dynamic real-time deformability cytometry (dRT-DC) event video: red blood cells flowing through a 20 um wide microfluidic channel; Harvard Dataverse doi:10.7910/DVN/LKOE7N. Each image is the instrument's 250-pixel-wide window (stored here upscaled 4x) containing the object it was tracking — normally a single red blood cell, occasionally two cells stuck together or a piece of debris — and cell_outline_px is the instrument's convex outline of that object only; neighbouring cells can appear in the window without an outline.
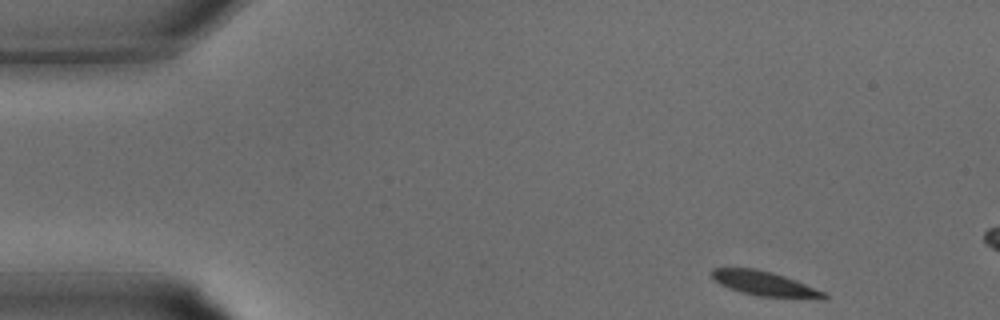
{"species": "common noctule bat (a hibernating species)", "species_latin": "Nyctalus noctula", "temperature_condition": "warm", "stored_images_in_passage": 6, "camera_frame_rate_fps": 3000, "um_per_image_px": 0.085, "animal": {"sex": "male", "body_mass_g": 15.6}, "frame": {"image": 1, "passage_image": 1, "time_ms": 0.0, "image_size_px": [1000, 320], "cell_outline_px": [[828, 296], [824, 300], [760, 296], [728, 288], [720, 284], [712, 276], [712, 268], [756, 268], [772, 272], [796, 280], [828, 292]], "centroid_in_image_um": [65.11, 24.13], "position_along_channel_um": 19.9, "area_um2": 16.24}}